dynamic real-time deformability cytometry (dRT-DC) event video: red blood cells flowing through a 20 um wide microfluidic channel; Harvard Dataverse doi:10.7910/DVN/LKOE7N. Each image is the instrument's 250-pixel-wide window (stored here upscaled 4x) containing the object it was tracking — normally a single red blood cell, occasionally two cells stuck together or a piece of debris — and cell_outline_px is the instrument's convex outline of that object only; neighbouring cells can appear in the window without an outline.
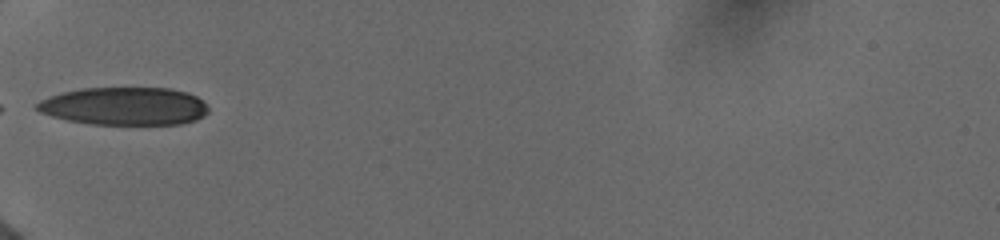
{"species": "human", "species_latin": "Homo sapiens", "temperature_condition": "cold", "stored_images_in_passage": 6, "camera_frame_rate_fps": 3000, "um_per_image_px": 0.085, "donor": {"sex": "female"}, "frame": {"image": 1, "passage_image": 1, "time_ms": 0.0, "image_size_px": [1000, 240], "cell_outline_px": [[208, 112], [204, 116], [196, 120], [180, 124], [92, 124], [68, 120], [52, 116], [40, 112], [36, 108], [36, 104], [40, 100], [48, 96], [60, 92], [80, 88], [172, 88], [188, 92], [196, 96], [208, 104]], "centroid_in_image_um": [10.6, 9.01], "position_along_channel_um": 74.4, "area_um2": 38.15}}